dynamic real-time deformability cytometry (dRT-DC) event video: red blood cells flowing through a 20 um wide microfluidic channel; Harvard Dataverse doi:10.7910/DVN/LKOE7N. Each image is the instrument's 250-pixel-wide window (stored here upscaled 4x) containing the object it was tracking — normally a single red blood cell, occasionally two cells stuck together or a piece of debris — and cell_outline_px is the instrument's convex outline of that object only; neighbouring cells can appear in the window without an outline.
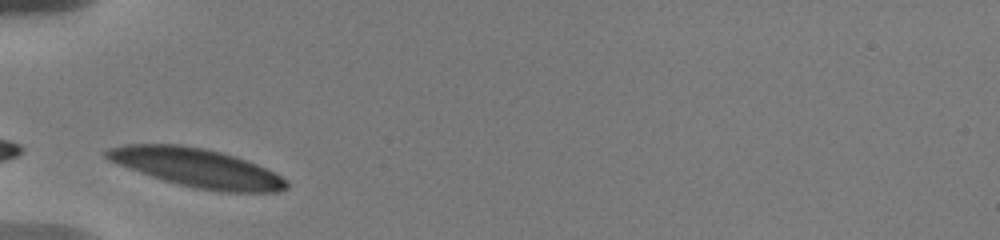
{"species": "human", "species_latin": "Homo sapiens", "temperature_condition": "warm", "stored_images_in_passage": 5, "camera_frame_rate_fps": 3000, "um_per_image_px": 0.085, "donor": {"sex": "male"}, "frame": {"image": 1, "passage_image": 1, "time_ms": 0.0, "image_size_px": [1000, 240], "cell_outline_px": [[288, 188], [280, 192], [224, 192], [196, 188], [164, 180], [140, 172], [108, 160], [104, 156], [104, 152], [108, 148], [124, 144], [180, 144], [204, 148], [220, 152], [256, 164], [280, 176], [288, 184]], "centroid_in_image_um": [16.71, 14.26], "position_along_channel_um": 68.3, "area_um2": 40.0}}
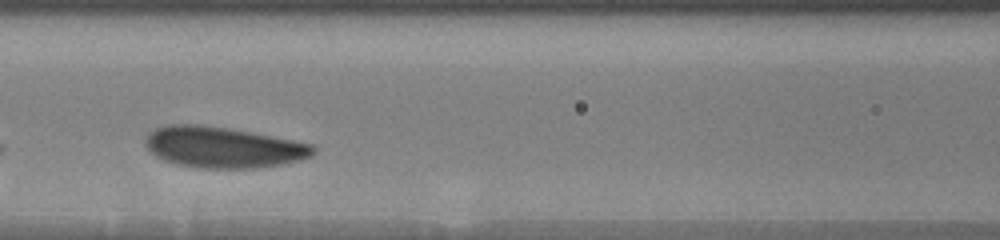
{"frame": {"image": 2, "passage_image": 3, "time_ms": 2.333, "image_size_px": [1000, 240], "cell_outline_px": [[316, 152], [312, 156], [300, 160], [284, 164], [256, 168], [200, 168], [176, 164], [164, 160], [156, 156], [144, 144], [144, 140], [148, 132], [164, 124], [200, 124], [228, 128], [292, 140], [312, 144], [316, 148]], "centroid_in_image_um": [18.94, 12.52], "position_along_channel_um": 147.7, "area_um2": 40.23}}
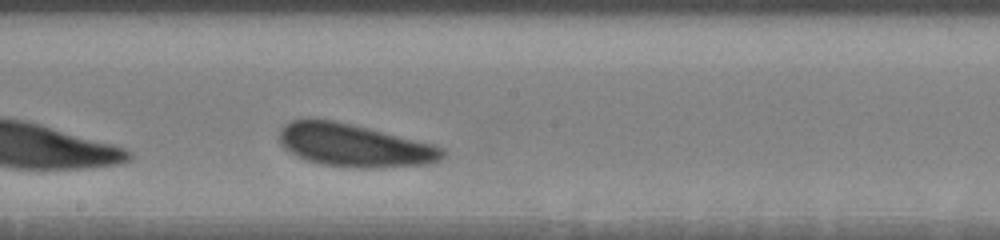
{"frame": {"image": 3, "passage_image": 5, "time_ms": 4.333, "image_size_px": [1000, 240], "cell_outline_px": [[444, 156], [428, 164], [380, 168], [352, 168], [324, 164], [304, 160], [296, 156], [284, 148], [280, 144], [280, 128], [284, 124], [292, 120], [308, 116], [312, 116], [336, 120], [432, 144], [444, 148]], "centroid_in_image_um": [30.02, 12.33], "position_along_channel_um": 218.2, "area_um2": 41.21}}